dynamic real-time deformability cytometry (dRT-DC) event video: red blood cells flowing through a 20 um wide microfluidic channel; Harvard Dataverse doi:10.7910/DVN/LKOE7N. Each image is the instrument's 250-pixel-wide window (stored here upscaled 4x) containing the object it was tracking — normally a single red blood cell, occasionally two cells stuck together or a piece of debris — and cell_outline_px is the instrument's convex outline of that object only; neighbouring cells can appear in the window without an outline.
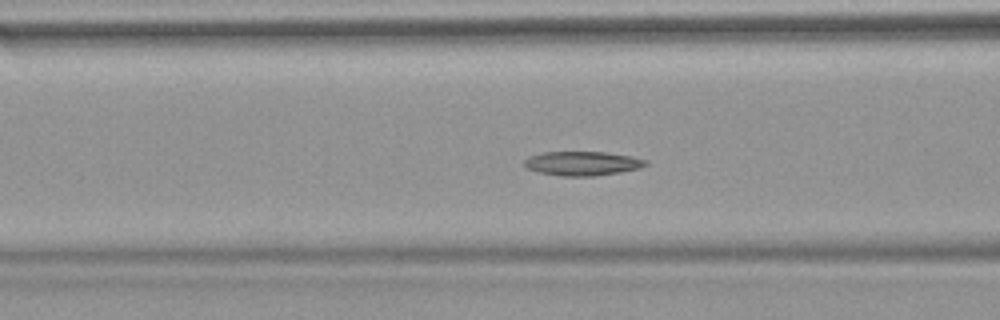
{"species": "common noctule bat (a hibernating species)", "species_latin": "Nyctalus noctula", "temperature_condition": "warm", "stored_images_in_passage": 55, "camera_frame_rate_fps": 3000, "um_per_image_px": 0.085, "animal": {"sex": "female", "body_mass_g": 18.4}, "frame": {"image": 1, "passage_image": 22, "time_ms": 7.0, "image_size_px": [1000, 320], "cell_outline_px": [[648, 164], [640, 168], [620, 172], [596, 176], [560, 176], [540, 172], [524, 168], [524, 160], [528, 156], [544, 152], [604, 152], [632, 156], [648, 160]], "centroid_in_image_um": [49.5, 13.89], "position_along_channel_um": 117.1, "area_um2": 17.22}}
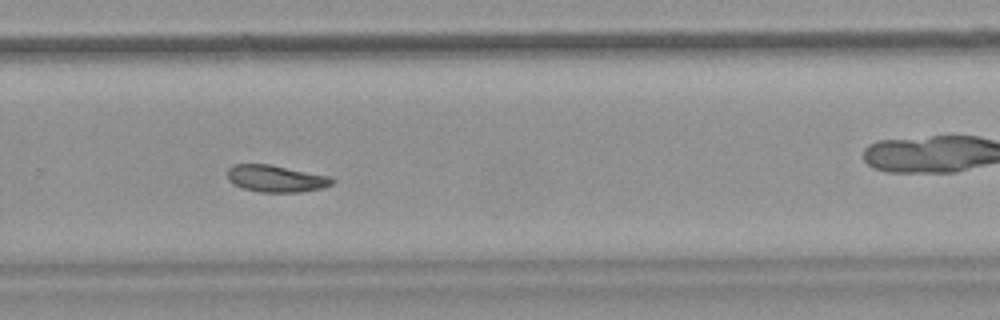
{"frame": {"image": 2, "passage_image": 37, "time_ms": 12.0, "image_size_px": [1000, 320], "cell_outline_px": [[336, 180], [332, 184], [324, 188], [300, 192], [260, 192], [244, 188], [228, 180], [228, 168], [232, 164], [268, 164], [332, 176]], "centroid_in_image_um": [23.51, 15.17], "position_along_channel_um": 306.3, "area_um2": 16.47}}
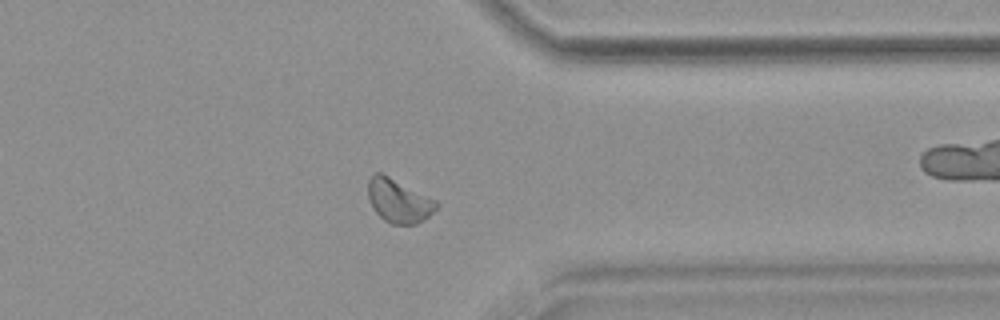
{"frame": {"image": 3, "passage_image": 43, "time_ms": 14.0, "image_size_px": [1000, 320], "cell_outline_px": [[440, 204], [428, 216], [416, 224], [392, 224], [384, 220], [372, 208], [368, 196], [368, 180], [372, 172], [380, 172], [436, 200]], "centroid_in_image_um": [33.86, 17.06], "position_along_channel_um": 377.5, "area_um2": 17.22}}